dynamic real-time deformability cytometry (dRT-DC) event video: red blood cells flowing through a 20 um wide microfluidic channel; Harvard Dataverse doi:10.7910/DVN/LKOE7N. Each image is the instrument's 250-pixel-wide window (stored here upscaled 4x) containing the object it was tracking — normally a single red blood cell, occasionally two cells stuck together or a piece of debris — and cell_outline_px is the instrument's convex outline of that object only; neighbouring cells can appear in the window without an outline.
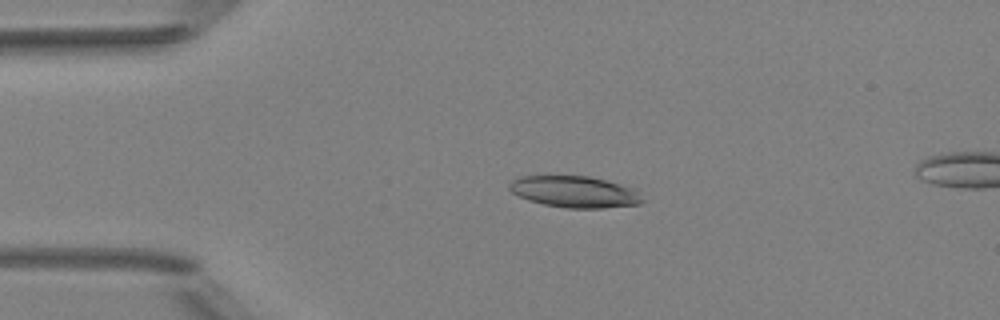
{"species": "Egyptian fruit bat (a non-hibernating species)", "species_latin": "Rousettus aegyptiacus", "temperature_condition": "room temperature", "stored_images_in_passage": 5, "camera_frame_rate_fps": 3000, "um_per_image_px": 0.085, "animal": {"sex": "female"}, "frame": {"image": 1, "passage_image": 3, "time_ms": 2.0, "image_size_px": [1000, 320], "cell_outline_px": [[644, 200], [640, 204], [604, 208], [564, 208], [544, 204], [528, 200], [512, 192], [508, 188], [508, 184], [512, 180], [520, 176], [588, 176], [636, 188]], "centroid_in_image_um": [48.86, 16.3], "position_along_channel_um": 36.1, "area_um2": 24.45}}